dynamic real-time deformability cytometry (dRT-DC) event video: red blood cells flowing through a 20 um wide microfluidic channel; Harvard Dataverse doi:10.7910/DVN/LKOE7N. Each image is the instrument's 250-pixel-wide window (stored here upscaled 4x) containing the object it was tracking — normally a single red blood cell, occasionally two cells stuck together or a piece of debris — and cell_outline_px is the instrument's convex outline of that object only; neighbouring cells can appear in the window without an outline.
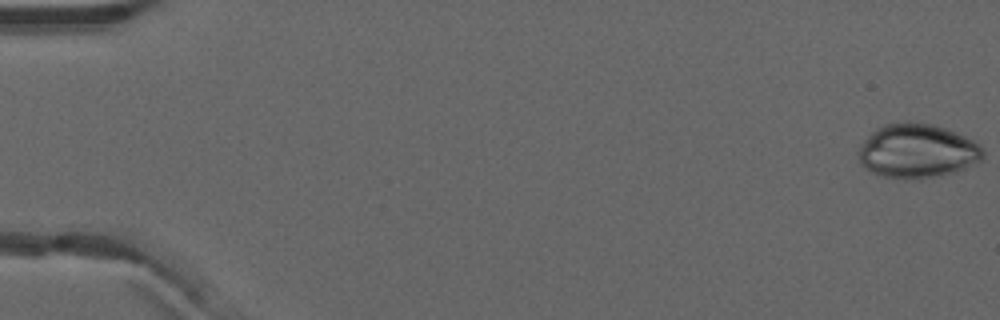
{"species": "common noctule bat (a hibernating species)", "species_latin": "Nyctalus noctula", "temperature_condition": "warm", "stored_images_in_passage": 52, "camera_frame_rate_fps": 3000, "um_per_image_px": 0.085, "animal": {"sex": "male", "forearm_length_mm": 52.5}, "frame": {"image": 1, "passage_image": 1, "time_ms": 0.0, "image_size_px": [1000, 320], "cell_outline_px": [[984, 160], [956, 172], [916, 180], [904, 180], [880, 176], [864, 168], [860, 164], [856, 152], [860, 144], [876, 128], [884, 124], [904, 120], [908, 120], [932, 124], [956, 132], [972, 140], [984, 152]], "centroid_in_image_um": [77.92, 12.84], "position_along_channel_um": 7.1, "area_um2": 40.06}}
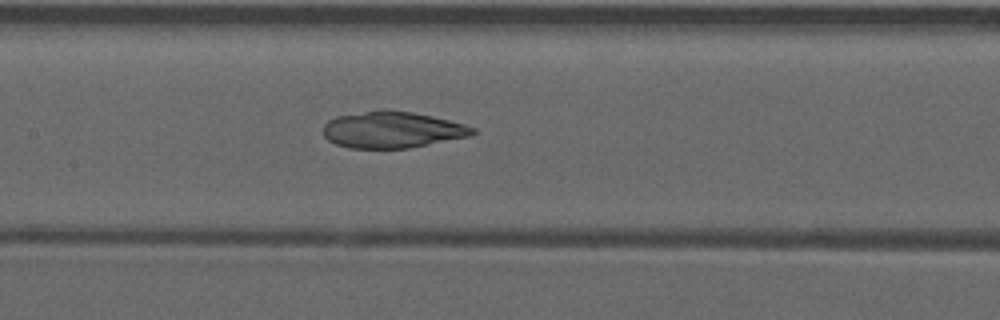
{"frame": {"image": 2, "passage_image": 26, "time_ms": 8.333, "image_size_px": [1000, 320], "cell_outline_px": [[476, 132], [472, 136], [408, 148], [348, 148], [336, 144], [328, 140], [324, 136], [324, 124], [328, 120], [336, 116], [380, 108], [388, 108], [412, 112], [432, 116], [464, 124], [476, 128]], "centroid_in_image_um": [33.33, 11.01], "position_along_channel_um": 174.1, "area_um2": 32.14}}
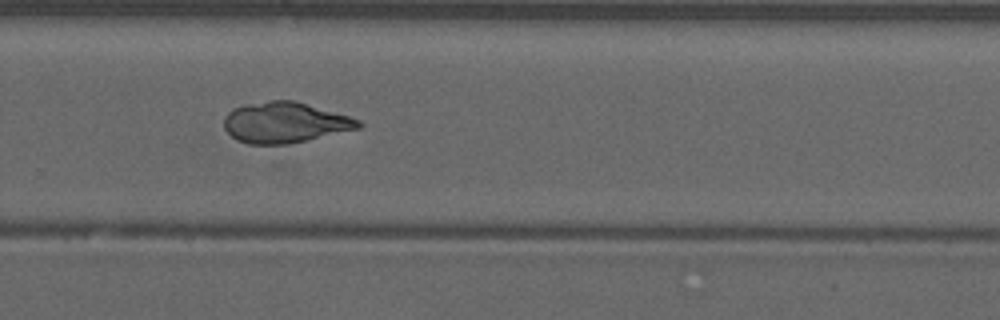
{"frame": {"image": 3, "passage_image": 36, "time_ms": 11.667, "image_size_px": [1000, 320], "cell_outline_px": [[364, 124], [360, 128], [288, 144], [248, 144], [236, 140], [224, 128], [224, 116], [232, 108], [244, 104], [268, 100], [292, 100], [348, 116], [360, 120]], "centroid_in_image_um": [24.17, 10.41], "position_along_channel_um": 305.6, "area_um2": 31.79}}